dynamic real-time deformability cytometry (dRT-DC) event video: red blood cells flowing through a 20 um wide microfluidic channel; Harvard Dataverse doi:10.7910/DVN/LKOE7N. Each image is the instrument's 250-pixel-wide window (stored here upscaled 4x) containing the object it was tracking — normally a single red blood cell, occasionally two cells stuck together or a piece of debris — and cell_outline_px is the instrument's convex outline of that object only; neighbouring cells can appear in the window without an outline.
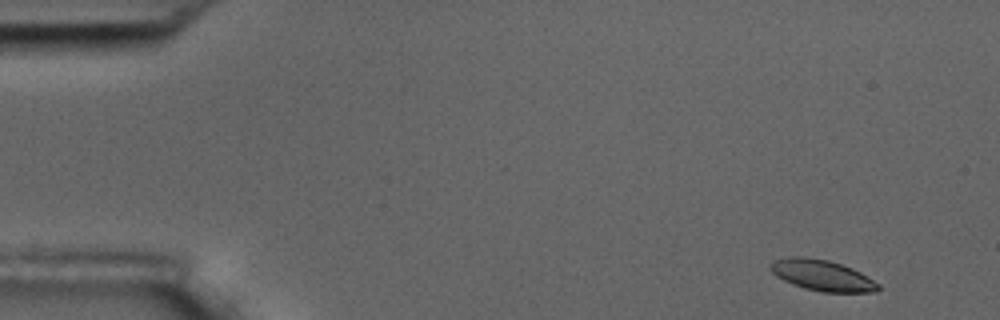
{"species": "common noctule bat (a hibernating species)", "species_latin": "Nyctalus noctula", "temperature_condition": "room temperature", "stored_images_in_passage": 4, "camera_frame_rate_fps": 3000, "um_per_image_px": 0.085, "animal": {"sex": "male", "body_mass_g": 17.5, "forearm_length_mm": 52.3}, "frame": {"image": 1, "passage_image": 1, "time_ms": 0.0, "image_size_px": [1000, 320], "cell_outline_px": [[880, 288], [876, 292], [820, 292], [804, 288], [792, 284], [776, 276], [768, 268], [768, 264], [772, 260], [788, 256], [804, 256], [828, 260], [852, 268], [868, 276], [880, 284]], "centroid_in_image_um": [69.85, 23.39], "position_along_channel_um": 15.2, "area_um2": 19.71}}
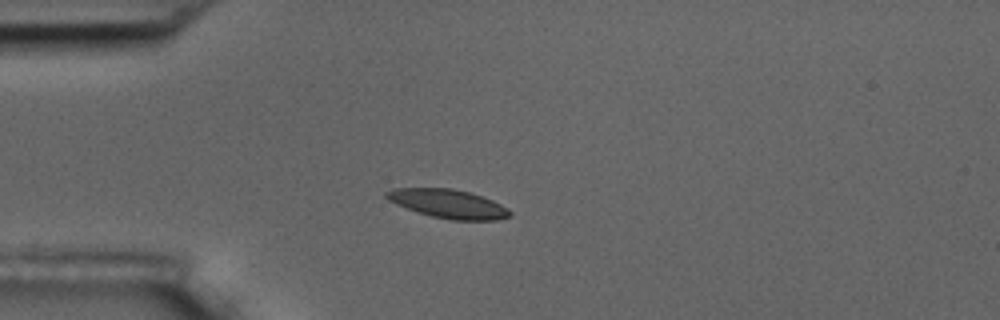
{"frame": {"image": 2, "passage_image": 4, "time_ms": 3.667, "image_size_px": [1000, 320], "cell_outline_px": [[512, 212], [508, 216], [496, 220], [452, 220], [432, 216], [396, 204], [388, 200], [384, 196], [384, 192], [392, 188], [452, 188], [468, 192], [492, 200], [508, 208]], "centroid_in_image_um": [38.07, 17.31], "position_along_channel_um": 46.9, "area_um2": 20.46}}